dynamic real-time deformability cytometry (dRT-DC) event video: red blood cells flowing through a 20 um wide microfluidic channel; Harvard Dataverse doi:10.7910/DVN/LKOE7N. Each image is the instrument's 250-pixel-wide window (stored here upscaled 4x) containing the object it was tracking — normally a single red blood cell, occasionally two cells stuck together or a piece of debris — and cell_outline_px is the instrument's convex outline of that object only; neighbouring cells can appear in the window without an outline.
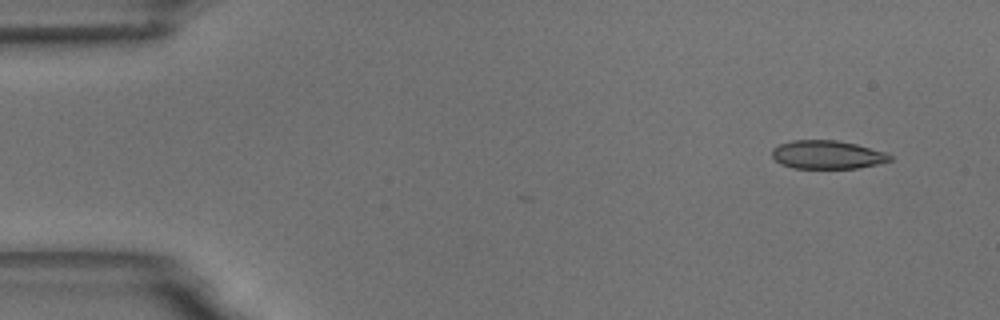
{"species": "common noctule bat (a hibernating species)", "species_latin": "Nyctalus noctula", "temperature_condition": "room temperature", "stored_images_in_passage": 4, "camera_frame_rate_fps": 3000, "um_per_image_px": 0.085, "animal": {"sex": "male", "body_mass_g": 18.8}, "frame": {"image": 1, "passage_image": 1, "time_ms": 0.0, "image_size_px": [1000, 320], "cell_outline_px": [[892, 160], [876, 164], [856, 168], [792, 168], [780, 164], [772, 156], [772, 148], [780, 144], [792, 140], [836, 140], [856, 144], [884, 152], [892, 156]], "centroid_in_image_um": [70.28, 13.15], "position_along_channel_um": 14.7, "area_um2": 19.42}}